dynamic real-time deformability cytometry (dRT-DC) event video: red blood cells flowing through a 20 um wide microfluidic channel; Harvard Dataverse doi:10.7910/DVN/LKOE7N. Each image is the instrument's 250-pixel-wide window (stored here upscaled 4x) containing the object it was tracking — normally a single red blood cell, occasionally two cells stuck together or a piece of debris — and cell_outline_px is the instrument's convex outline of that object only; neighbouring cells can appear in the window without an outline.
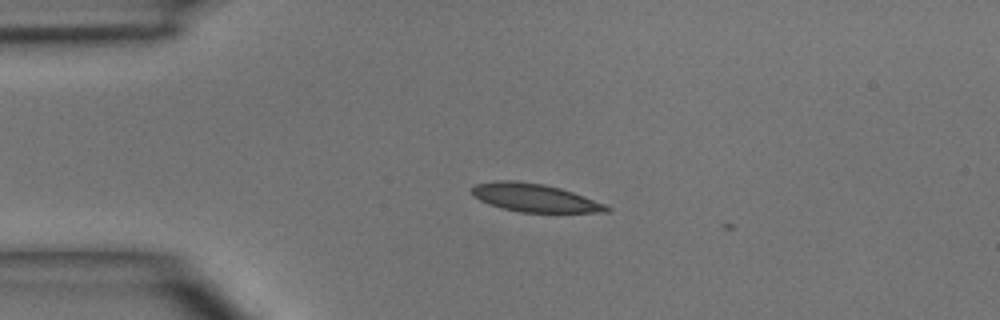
{"species": "common noctule bat (a hibernating species)", "species_latin": "Nyctalus noctula", "temperature_condition": "room temperature", "stored_images_in_passage": 2, "camera_frame_rate_fps": 3000, "um_per_image_px": 0.085, "animal": {"sex": "male", "body_mass_g": 15.6}, "frame": {"image": 1, "passage_image": 1, "time_ms": 0.0, "image_size_px": [1000, 320], "cell_outline_px": [[612, 208], [608, 212], [520, 212], [488, 204], [472, 196], [472, 188], [476, 184], [500, 180], [516, 180], [544, 184], [560, 188], [584, 196], [604, 204]], "centroid_in_image_um": [45.43, 16.8], "position_along_channel_um": 39.6, "area_um2": 21.91}}